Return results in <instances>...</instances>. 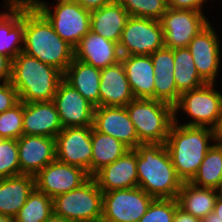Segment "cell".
I'll return each instance as SVG.
<instances>
[{
  "instance_id": "obj_30",
  "label": "cell",
  "mask_w": 222,
  "mask_h": 222,
  "mask_svg": "<svg viewBox=\"0 0 222 222\" xmlns=\"http://www.w3.org/2000/svg\"><path fill=\"white\" fill-rule=\"evenodd\" d=\"M189 182L197 187L222 191V143L216 141L212 145Z\"/></svg>"
},
{
  "instance_id": "obj_40",
  "label": "cell",
  "mask_w": 222,
  "mask_h": 222,
  "mask_svg": "<svg viewBox=\"0 0 222 222\" xmlns=\"http://www.w3.org/2000/svg\"><path fill=\"white\" fill-rule=\"evenodd\" d=\"M84 9L89 11L100 9L102 6L115 2V0H76Z\"/></svg>"
},
{
  "instance_id": "obj_4",
  "label": "cell",
  "mask_w": 222,
  "mask_h": 222,
  "mask_svg": "<svg viewBox=\"0 0 222 222\" xmlns=\"http://www.w3.org/2000/svg\"><path fill=\"white\" fill-rule=\"evenodd\" d=\"M64 74L37 58L20 52L12 60L11 84L24 103L53 101Z\"/></svg>"
},
{
  "instance_id": "obj_22",
  "label": "cell",
  "mask_w": 222,
  "mask_h": 222,
  "mask_svg": "<svg viewBox=\"0 0 222 222\" xmlns=\"http://www.w3.org/2000/svg\"><path fill=\"white\" fill-rule=\"evenodd\" d=\"M99 94V107H125L134 99L121 61L101 69Z\"/></svg>"
},
{
  "instance_id": "obj_43",
  "label": "cell",
  "mask_w": 222,
  "mask_h": 222,
  "mask_svg": "<svg viewBox=\"0 0 222 222\" xmlns=\"http://www.w3.org/2000/svg\"><path fill=\"white\" fill-rule=\"evenodd\" d=\"M44 222H76L71 219H67L63 216L57 215L54 212Z\"/></svg>"
},
{
  "instance_id": "obj_18",
  "label": "cell",
  "mask_w": 222,
  "mask_h": 222,
  "mask_svg": "<svg viewBox=\"0 0 222 222\" xmlns=\"http://www.w3.org/2000/svg\"><path fill=\"white\" fill-rule=\"evenodd\" d=\"M7 12L0 14V54L11 61L24 47V4L22 0H5Z\"/></svg>"
},
{
  "instance_id": "obj_47",
  "label": "cell",
  "mask_w": 222,
  "mask_h": 222,
  "mask_svg": "<svg viewBox=\"0 0 222 222\" xmlns=\"http://www.w3.org/2000/svg\"><path fill=\"white\" fill-rule=\"evenodd\" d=\"M59 1H71V0H57L56 2H59Z\"/></svg>"
},
{
  "instance_id": "obj_8",
  "label": "cell",
  "mask_w": 222,
  "mask_h": 222,
  "mask_svg": "<svg viewBox=\"0 0 222 222\" xmlns=\"http://www.w3.org/2000/svg\"><path fill=\"white\" fill-rule=\"evenodd\" d=\"M214 86V83H206L180 94L178 102L173 106L174 115L183 111V114L192 118L188 123L180 125L217 129L222 115V93Z\"/></svg>"
},
{
  "instance_id": "obj_9",
  "label": "cell",
  "mask_w": 222,
  "mask_h": 222,
  "mask_svg": "<svg viewBox=\"0 0 222 222\" xmlns=\"http://www.w3.org/2000/svg\"><path fill=\"white\" fill-rule=\"evenodd\" d=\"M121 56L151 55L164 45L159 20L130 16L118 43Z\"/></svg>"
},
{
  "instance_id": "obj_25",
  "label": "cell",
  "mask_w": 222,
  "mask_h": 222,
  "mask_svg": "<svg viewBox=\"0 0 222 222\" xmlns=\"http://www.w3.org/2000/svg\"><path fill=\"white\" fill-rule=\"evenodd\" d=\"M35 188V176L18 175L0 179V215L15 217Z\"/></svg>"
},
{
  "instance_id": "obj_29",
  "label": "cell",
  "mask_w": 222,
  "mask_h": 222,
  "mask_svg": "<svg viewBox=\"0 0 222 222\" xmlns=\"http://www.w3.org/2000/svg\"><path fill=\"white\" fill-rule=\"evenodd\" d=\"M92 159L91 176L93 177L103 167L111 164L130 150L124 143L110 135L97 131L92 126Z\"/></svg>"
},
{
  "instance_id": "obj_23",
  "label": "cell",
  "mask_w": 222,
  "mask_h": 222,
  "mask_svg": "<svg viewBox=\"0 0 222 222\" xmlns=\"http://www.w3.org/2000/svg\"><path fill=\"white\" fill-rule=\"evenodd\" d=\"M154 66V99L174 106L180 97L174 79V49L163 47L152 53Z\"/></svg>"
},
{
  "instance_id": "obj_26",
  "label": "cell",
  "mask_w": 222,
  "mask_h": 222,
  "mask_svg": "<svg viewBox=\"0 0 222 222\" xmlns=\"http://www.w3.org/2000/svg\"><path fill=\"white\" fill-rule=\"evenodd\" d=\"M129 17L122 5L113 2L91 11L90 30L118 44Z\"/></svg>"
},
{
  "instance_id": "obj_38",
  "label": "cell",
  "mask_w": 222,
  "mask_h": 222,
  "mask_svg": "<svg viewBox=\"0 0 222 222\" xmlns=\"http://www.w3.org/2000/svg\"><path fill=\"white\" fill-rule=\"evenodd\" d=\"M207 0H166L167 8L184 9L203 12L202 6Z\"/></svg>"
},
{
  "instance_id": "obj_19",
  "label": "cell",
  "mask_w": 222,
  "mask_h": 222,
  "mask_svg": "<svg viewBox=\"0 0 222 222\" xmlns=\"http://www.w3.org/2000/svg\"><path fill=\"white\" fill-rule=\"evenodd\" d=\"M63 129L53 101L23 102V134L55 138Z\"/></svg>"
},
{
  "instance_id": "obj_42",
  "label": "cell",
  "mask_w": 222,
  "mask_h": 222,
  "mask_svg": "<svg viewBox=\"0 0 222 222\" xmlns=\"http://www.w3.org/2000/svg\"><path fill=\"white\" fill-rule=\"evenodd\" d=\"M213 212L217 214L219 218L222 219V191H219L217 195Z\"/></svg>"
},
{
  "instance_id": "obj_33",
  "label": "cell",
  "mask_w": 222,
  "mask_h": 222,
  "mask_svg": "<svg viewBox=\"0 0 222 222\" xmlns=\"http://www.w3.org/2000/svg\"><path fill=\"white\" fill-rule=\"evenodd\" d=\"M133 17L161 20L166 12V0H115Z\"/></svg>"
},
{
  "instance_id": "obj_34",
  "label": "cell",
  "mask_w": 222,
  "mask_h": 222,
  "mask_svg": "<svg viewBox=\"0 0 222 222\" xmlns=\"http://www.w3.org/2000/svg\"><path fill=\"white\" fill-rule=\"evenodd\" d=\"M23 135V102L0 113V138L19 139Z\"/></svg>"
},
{
  "instance_id": "obj_2",
  "label": "cell",
  "mask_w": 222,
  "mask_h": 222,
  "mask_svg": "<svg viewBox=\"0 0 222 222\" xmlns=\"http://www.w3.org/2000/svg\"><path fill=\"white\" fill-rule=\"evenodd\" d=\"M23 52L63 74L74 59V48L61 39L48 19L25 5Z\"/></svg>"
},
{
  "instance_id": "obj_28",
  "label": "cell",
  "mask_w": 222,
  "mask_h": 222,
  "mask_svg": "<svg viewBox=\"0 0 222 222\" xmlns=\"http://www.w3.org/2000/svg\"><path fill=\"white\" fill-rule=\"evenodd\" d=\"M219 190L201 188L184 182L177 196L179 207L197 218L206 217L213 212Z\"/></svg>"
},
{
  "instance_id": "obj_5",
  "label": "cell",
  "mask_w": 222,
  "mask_h": 222,
  "mask_svg": "<svg viewBox=\"0 0 222 222\" xmlns=\"http://www.w3.org/2000/svg\"><path fill=\"white\" fill-rule=\"evenodd\" d=\"M125 107L142 144H165L174 122L171 104L155 99L134 98Z\"/></svg>"
},
{
  "instance_id": "obj_12",
  "label": "cell",
  "mask_w": 222,
  "mask_h": 222,
  "mask_svg": "<svg viewBox=\"0 0 222 222\" xmlns=\"http://www.w3.org/2000/svg\"><path fill=\"white\" fill-rule=\"evenodd\" d=\"M92 126L63 128L55 137L56 159L77 166L91 176Z\"/></svg>"
},
{
  "instance_id": "obj_11",
  "label": "cell",
  "mask_w": 222,
  "mask_h": 222,
  "mask_svg": "<svg viewBox=\"0 0 222 222\" xmlns=\"http://www.w3.org/2000/svg\"><path fill=\"white\" fill-rule=\"evenodd\" d=\"M203 12L167 8L160 22L164 45L168 48L187 47L190 41L210 22Z\"/></svg>"
},
{
  "instance_id": "obj_41",
  "label": "cell",
  "mask_w": 222,
  "mask_h": 222,
  "mask_svg": "<svg viewBox=\"0 0 222 222\" xmlns=\"http://www.w3.org/2000/svg\"><path fill=\"white\" fill-rule=\"evenodd\" d=\"M173 222H201V219L192 216L185 212L182 208L178 207L175 211Z\"/></svg>"
},
{
  "instance_id": "obj_17",
  "label": "cell",
  "mask_w": 222,
  "mask_h": 222,
  "mask_svg": "<svg viewBox=\"0 0 222 222\" xmlns=\"http://www.w3.org/2000/svg\"><path fill=\"white\" fill-rule=\"evenodd\" d=\"M20 175L35 176L56 159L55 138L22 135L17 139Z\"/></svg>"
},
{
  "instance_id": "obj_35",
  "label": "cell",
  "mask_w": 222,
  "mask_h": 222,
  "mask_svg": "<svg viewBox=\"0 0 222 222\" xmlns=\"http://www.w3.org/2000/svg\"><path fill=\"white\" fill-rule=\"evenodd\" d=\"M20 175V162L16 139L0 138V179Z\"/></svg>"
},
{
  "instance_id": "obj_24",
  "label": "cell",
  "mask_w": 222,
  "mask_h": 222,
  "mask_svg": "<svg viewBox=\"0 0 222 222\" xmlns=\"http://www.w3.org/2000/svg\"><path fill=\"white\" fill-rule=\"evenodd\" d=\"M134 98L154 99L155 72L150 55L121 56Z\"/></svg>"
},
{
  "instance_id": "obj_7",
  "label": "cell",
  "mask_w": 222,
  "mask_h": 222,
  "mask_svg": "<svg viewBox=\"0 0 222 222\" xmlns=\"http://www.w3.org/2000/svg\"><path fill=\"white\" fill-rule=\"evenodd\" d=\"M53 212L76 222H101L103 192L94 177L81 186L53 198Z\"/></svg>"
},
{
  "instance_id": "obj_21",
  "label": "cell",
  "mask_w": 222,
  "mask_h": 222,
  "mask_svg": "<svg viewBox=\"0 0 222 222\" xmlns=\"http://www.w3.org/2000/svg\"><path fill=\"white\" fill-rule=\"evenodd\" d=\"M74 58L101 70L117 64L121 55L117 43L90 30L74 48Z\"/></svg>"
},
{
  "instance_id": "obj_39",
  "label": "cell",
  "mask_w": 222,
  "mask_h": 222,
  "mask_svg": "<svg viewBox=\"0 0 222 222\" xmlns=\"http://www.w3.org/2000/svg\"><path fill=\"white\" fill-rule=\"evenodd\" d=\"M11 68H12V61L0 54V81L2 83L11 81Z\"/></svg>"
},
{
  "instance_id": "obj_27",
  "label": "cell",
  "mask_w": 222,
  "mask_h": 222,
  "mask_svg": "<svg viewBox=\"0 0 222 222\" xmlns=\"http://www.w3.org/2000/svg\"><path fill=\"white\" fill-rule=\"evenodd\" d=\"M100 73V69L74 58L63 79L87 101L99 107Z\"/></svg>"
},
{
  "instance_id": "obj_45",
  "label": "cell",
  "mask_w": 222,
  "mask_h": 222,
  "mask_svg": "<svg viewBox=\"0 0 222 222\" xmlns=\"http://www.w3.org/2000/svg\"><path fill=\"white\" fill-rule=\"evenodd\" d=\"M217 142L222 143V115L217 129L215 130Z\"/></svg>"
},
{
  "instance_id": "obj_10",
  "label": "cell",
  "mask_w": 222,
  "mask_h": 222,
  "mask_svg": "<svg viewBox=\"0 0 222 222\" xmlns=\"http://www.w3.org/2000/svg\"><path fill=\"white\" fill-rule=\"evenodd\" d=\"M154 199L138 186L103 192L101 222H138Z\"/></svg>"
},
{
  "instance_id": "obj_1",
  "label": "cell",
  "mask_w": 222,
  "mask_h": 222,
  "mask_svg": "<svg viewBox=\"0 0 222 222\" xmlns=\"http://www.w3.org/2000/svg\"><path fill=\"white\" fill-rule=\"evenodd\" d=\"M135 150L138 187L154 198H177L184 182L165 144H139Z\"/></svg>"
},
{
  "instance_id": "obj_31",
  "label": "cell",
  "mask_w": 222,
  "mask_h": 222,
  "mask_svg": "<svg viewBox=\"0 0 222 222\" xmlns=\"http://www.w3.org/2000/svg\"><path fill=\"white\" fill-rule=\"evenodd\" d=\"M174 79L180 94L206 84L198 74L193 56L187 47L174 48Z\"/></svg>"
},
{
  "instance_id": "obj_36",
  "label": "cell",
  "mask_w": 222,
  "mask_h": 222,
  "mask_svg": "<svg viewBox=\"0 0 222 222\" xmlns=\"http://www.w3.org/2000/svg\"><path fill=\"white\" fill-rule=\"evenodd\" d=\"M179 207L177 198H155L147 212L138 222H173L176 209Z\"/></svg>"
},
{
  "instance_id": "obj_13",
  "label": "cell",
  "mask_w": 222,
  "mask_h": 222,
  "mask_svg": "<svg viewBox=\"0 0 222 222\" xmlns=\"http://www.w3.org/2000/svg\"><path fill=\"white\" fill-rule=\"evenodd\" d=\"M90 177L82 168L55 159L35 175V188L53 199L81 186Z\"/></svg>"
},
{
  "instance_id": "obj_6",
  "label": "cell",
  "mask_w": 222,
  "mask_h": 222,
  "mask_svg": "<svg viewBox=\"0 0 222 222\" xmlns=\"http://www.w3.org/2000/svg\"><path fill=\"white\" fill-rule=\"evenodd\" d=\"M22 1L29 9L41 12L61 39L73 48L90 31L91 11L84 9L76 0L59 1L52 10V6L48 7V2L42 0Z\"/></svg>"
},
{
  "instance_id": "obj_20",
  "label": "cell",
  "mask_w": 222,
  "mask_h": 222,
  "mask_svg": "<svg viewBox=\"0 0 222 222\" xmlns=\"http://www.w3.org/2000/svg\"><path fill=\"white\" fill-rule=\"evenodd\" d=\"M93 177L102 192L137 187L136 150L130 149L123 156L99 170Z\"/></svg>"
},
{
  "instance_id": "obj_3",
  "label": "cell",
  "mask_w": 222,
  "mask_h": 222,
  "mask_svg": "<svg viewBox=\"0 0 222 222\" xmlns=\"http://www.w3.org/2000/svg\"><path fill=\"white\" fill-rule=\"evenodd\" d=\"M178 122L177 115H174L165 146L177 175L183 182H189L197 173L206 153L217 141L216 134L211 128L184 126ZM210 141L213 143L209 144Z\"/></svg>"
},
{
  "instance_id": "obj_16",
  "label": "cell",
  "mask_w": 222,
  "mask_h": 222,
  "mask_svg": "<svg viewBox=\"0 0 222 222\" xmlns=\"http://www.w3.org/2000/svg\"><path fill=\"white\" fill-rule=\"evenodd\" d=\"M93 127L97 131L121 141L130 149H135L142 144L126 107H95Z\"/></svg>"
},
{
  "instance_id": "obj_37",
  "label": "cell",
  "mask_w": 222,
  "mask_h": 222,
  "mask_svg": "<svg viewBox=\"0 0 222 222\" xmlns=\"http://www.w3.org/2000/svg\"><path fill=\"white\" fill-rule=\"evenodd\" d=\"M19 102L17 90L11 82L0 83V113L11 109Z\"/></svg>"
},
{
  "instance_id": "obj_15",
  "label": "cell",
  "mask_w": 222,
  "mask_h": 222,
  "mask_svg": "<svg viewBox=\"0 0 222 222\" xmlns=\"http://www.w3.org/2000/svg\"><path fill=\"white\" fill-rule=\"evenodd\" d=\"M215 28L209 23L189 43L198 74L206 83H214L220 68V44Z\"/></svg>"
},
{
  "instance_id": "obj_46",
  "label": "cell",
  "mask_w": 222,
  "mask_h": 222,
  "mask_svg": "<svg viewBox=\"0 0 222 222\" xmlns=\"http://www.w3.org/2000/svg\"><path fill=\"white\" fill-rule=\"evenodd\" d=\"M0 222H15V219L10 216L0 215Z\"/></svg>"
},
{
  "instance_id": "obj_32",
  "label": "cell",
  "mask_w": 222,
  "mask_h": 222,
  "mask_svg": "<svg viewBox=\"0 0 222 222\" xmlns=\"http://www.w3.org/2000/svg\"><path fill=\"white\" fill-rule=\"evenodd\" d=\"M53 213V199L36 188L14 217L15 222H44Z\"/></svg>"
},
{
  "instance_id": "obj_44",
  "label": "cell",
  "mask_w": 222,
  "mask_h": 222,
  "mask_svg": "<svg viewBox=\"0 0 222 222\" xmlns=\"http://www.w3.org/2000/svg\"><path fill=\"white\" fill-rule=\"evenodd\" d=\"M201 222H222V219L214 212H210L206 217L201 218Z\"/></svg>"
},
{
  "instance_id": "obj_14",
  "label": "cell",
  "mask_w": 222,
  "mask_h": 222,
  "mask_svg": "<svg viewBox=\"0 0 222 222\" xmlns=\"http://www.w3.org/2000/svg\"><path fill=\"white\" fill-rule=\"evenodd\" d=\"M53 102L63 128L93 126L95 106L64 79L58 85Z\"/></svg>"
}]
</instances>
